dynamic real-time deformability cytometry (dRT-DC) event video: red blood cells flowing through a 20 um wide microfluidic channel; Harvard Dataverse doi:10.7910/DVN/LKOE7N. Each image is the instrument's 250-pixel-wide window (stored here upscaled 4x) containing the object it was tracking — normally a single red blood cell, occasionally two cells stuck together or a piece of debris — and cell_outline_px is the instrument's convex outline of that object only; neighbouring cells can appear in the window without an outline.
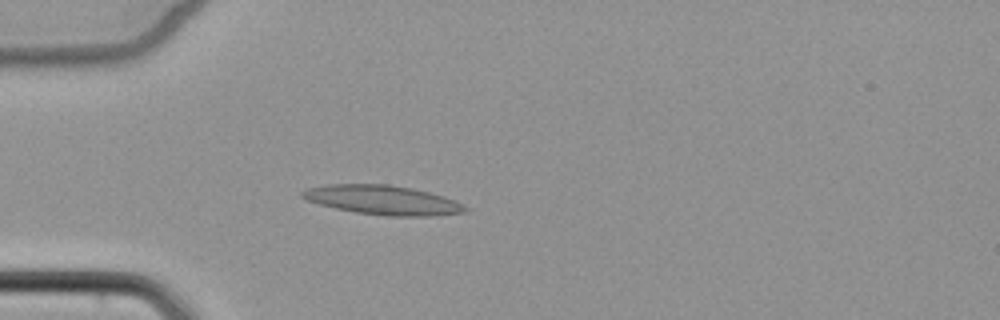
{"species": "common noctule bat (a hibernating species)", "species_latin": "Nyctalus noctula", "temperature_condition": "cold", "stored_images_in_passage": 5, "camera_frame_rate_fps": 3000, "um_per_image_px": 0.085, "animal": {"sex": "female", "body_mass_g": 22.7, "forearm_length_mm": 54.2}, "frame": {"image": 1, "passage_image": 5, "time_ms": 4.667, "image_size_px": [1000, 320], "cell_outline_px": [[468, 212], [432, 216], [388, 216], [356, 212], [336, 208], [320, 204], [308, 200], [300, 196], [300, 192], [304, 188], [328, 184], [388, 184], [412, 188], [444, 196], [456, 200], [464, 204], [468, 208]], "centroid_in_image_um": [32.56, 17.0], "position_along_channel_um": 52.4, "area_um2": 27.98}}